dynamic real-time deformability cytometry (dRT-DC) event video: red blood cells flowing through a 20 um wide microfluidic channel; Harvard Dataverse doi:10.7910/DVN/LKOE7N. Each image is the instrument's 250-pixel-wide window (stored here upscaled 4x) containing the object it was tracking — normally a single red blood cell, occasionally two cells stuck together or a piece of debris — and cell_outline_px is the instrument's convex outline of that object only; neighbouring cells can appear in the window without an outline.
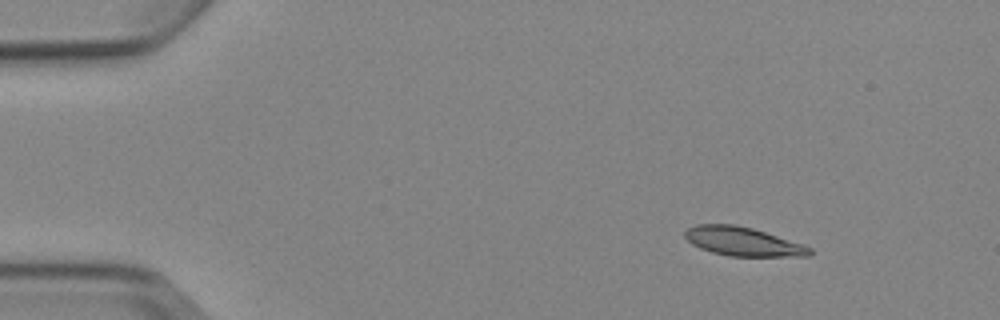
{"species": "Egyptian fruit bat (a non-hibernating species)", "species_latin": "Rousettus aegyptiacus", "temperature_condition": "cold", "stored_images_in_passage": 4, "camera_frame_rate_fps": 3000, "um_per_image_px": 0.085, "animal": {"sex": "female"}, "frame": {"image": 1, "passage_image": 1, "time_ms": 0.0, "image_size_px": [1000, 320], "cell_outline_px": [[812, 252], [808, 256], [728, 256], [712, 252], [700, 248], [692, 244], [684, 236], [684, 232], [688, 228], [696, 224], [736, 224], [752, 228], [804, 244], [812, 248]], "centroid_in_image_um": [63.14, 20.52], "position_along_channel_um": 21.9, "area_um2": 20.98}}
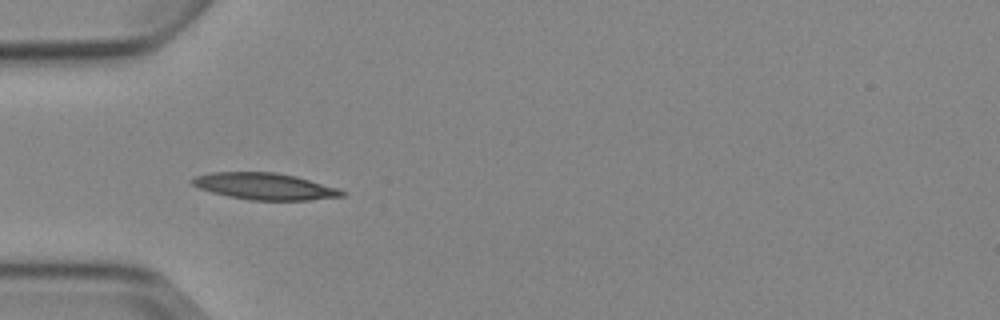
{"frame": {"image": 2, "passage_image": 4, "time_ms": 3.333, "image_size_px": [1000, 320], "cell_outline_px": [[344, 196], [308, 200], [248, 200], [228, 196], [212, 192], [200, 188], [192, 184], [188, 180], [192, 176], [212, 172], [276, 172], [296, 176], [336, 188], [344, 192]], "centroid_in_image_um": [22.42, 15.83], "position_along_channel_um": 62.6, "area_um2": 23.18}}